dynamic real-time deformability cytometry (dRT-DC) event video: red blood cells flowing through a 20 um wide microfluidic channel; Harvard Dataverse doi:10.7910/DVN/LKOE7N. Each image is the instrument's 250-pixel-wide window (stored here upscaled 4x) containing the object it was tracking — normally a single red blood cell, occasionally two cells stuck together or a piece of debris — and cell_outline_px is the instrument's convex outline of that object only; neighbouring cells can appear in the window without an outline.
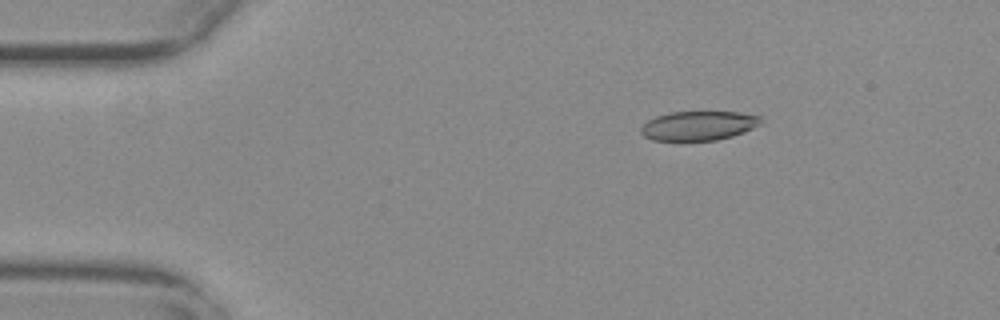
{"species": "common noctule bat (a hibernating species)", "species_latin": "Nyctalus noctula", "temperature_condition": "warm", "stored_images_in_passage": 48, "camera_frame_rate_fps": 3000, "um_per_image_px": 0.085, "animal": {"sex": "female", "body_mass_g": 29.2, "forearm_length_mm": 56.3}, "frame": {"image": 1, "passage_image": 9, "time_ms": 2.667, "image_size_px": [1000, 320], "cell_outline_px": [[764, 124], [744, 132], [732, 136], [716, 140], [652, 140], [644, 136], [640, 132], [640, 128], [648, 120], [656, 116], [672, 112], [740, 112], [760, 116], [764, 120]], "centroid_in_image_um": [59.43, 10.68], "position_along_channel_um": 25.6, "area_um2": 20.58}}
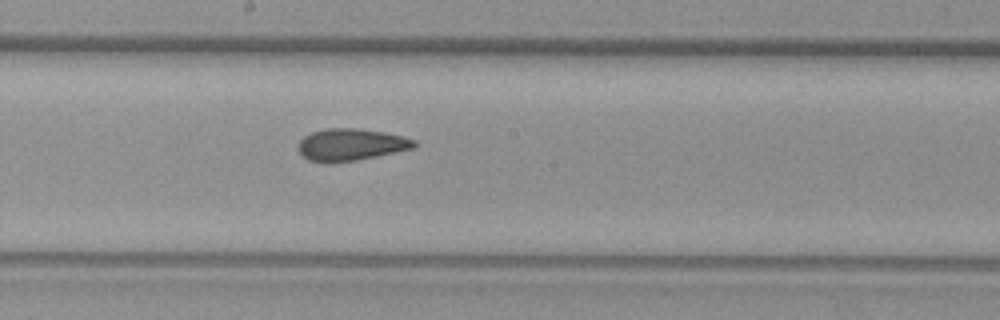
{"frame": {"image": 2, "passage_image": 30, "time_ms": 9.667, "image_size_px": [1000, 320], "cell_outline_px": [[420, 144], [416, 148], [356, 160], [308, 160], [300, 152], [300, 140], [304, 136], [312, 132], [324, 128], [356, 128], [384, 132], [404, 136], [416, 140]], "centroid_in_image_um": [29.94, 12.25], "position_along_channel_um": 218.3, "area_um2": 21.15}}
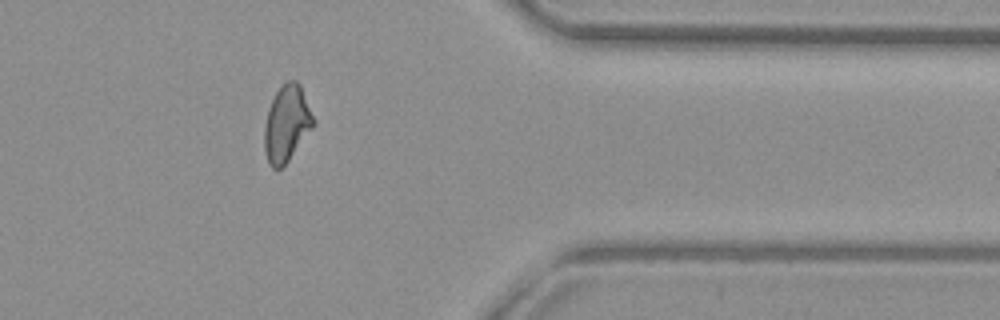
{"frame": {"image": 3, "passage_image": 45, "time_ms": 14.667, "image_size_px": [1000, 320], "cell_outline_px": [[316, 124], [288, 160], [280, 168], [272, 168], [268, 164], [264, 148], [264, 128], [268, 108], [276, 92], [288, 80], [296, 80], [300, 84], [316, 120]], "centroid_in_image_um": [24.38, 10.5], "position_along_channel_um": 387.0, "area_um2": 21.79}, "authors_computed_cell_mechanics": {"area_um2": 21.675, "velocity_mm_per_s": 3.7385, "shape_relaxation_time_tau1_ms": null, "shape_relaxation_time_tau2_ms": 1.9379, "deformation_change_tau1": null, "deformation_change_tau2": 0.0927}}